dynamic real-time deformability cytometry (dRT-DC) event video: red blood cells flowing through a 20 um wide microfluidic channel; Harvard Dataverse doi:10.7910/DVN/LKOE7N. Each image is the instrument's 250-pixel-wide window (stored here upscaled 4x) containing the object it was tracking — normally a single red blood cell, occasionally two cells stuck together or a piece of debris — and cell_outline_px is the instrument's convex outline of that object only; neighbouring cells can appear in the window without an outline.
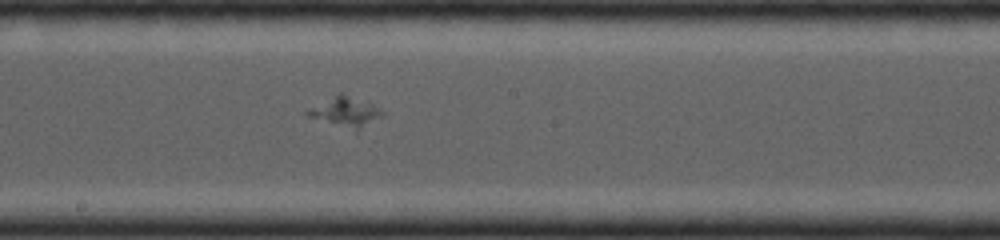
{"species": "common noctule bat (a hibernating species)", "species_latin": "Nyctalus noctula", "temperature_condition": "cold", "stored_images_in_passage": 59, "camera_frame_rate_fps": 4000, "um_per_image_px": 0.085, "animal": {"sex": "female", "body_mass_g": 19.0, "forearm_length_mm": 53.3}, "frame": {"image": 1, "passage_image": 38, "time_ms": 7.25, "image_size_px": [1000, 240], "cell_outline_px": [[380, 112], [356, 132], [304, 116], [304, 112], [336, 96], [344, 96], [372, 108]], "centroid_in_image_um": [29.13, 9.63], "position_along_channel_um": 219.1, "area_um2": 11.16}}
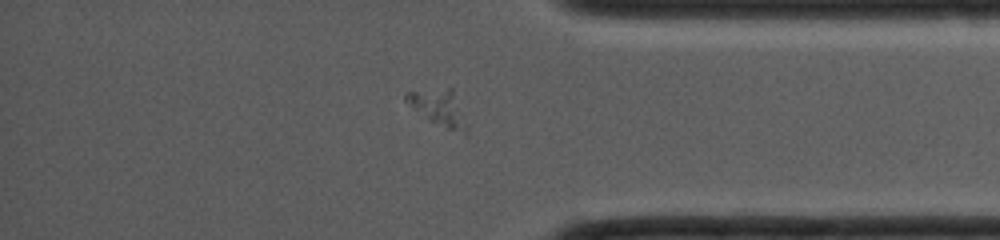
{"frame": {"image": 2, "passage_image": 52, "time_ms": 11.0, "image_size_px": [1000, 240], "cell_outline_px": [[468, 132], [464, 132], [448, 128], [428, 120], [404, 100], [404, 96], [408, 92], [448, 88], [452, 88], [468, 128]], "centroid_in_image_um": [37.28, 9.15], "position_along_channel_um": 397.9, "area_um2": 12.08}}
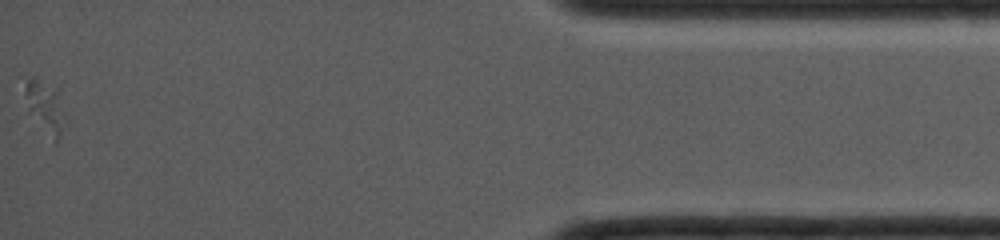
{"frame": {"image": 3, "passage_image": 59, "time_ms": 13.0, "image_size_px": [1000, 240], "cell_outline_px": [[64, 116], [60, 136], [56, 144], [24, 96], [24, 92], [28, 80], [32, 80], [60, 88], [64, 112]], "centroid_in_image_um": [3.96, 9.02], "position_along_channel_um": 431.2, "area_um2": 10.75}}